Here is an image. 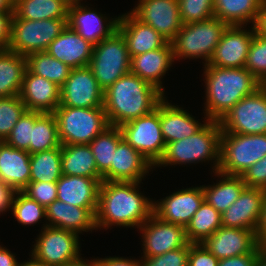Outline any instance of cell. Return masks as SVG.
Returning a JSON list of instances; mask_svg holds the SVG:
<instances>
[{
    "instance_id": "cell-40",
    "label": "cell",
    "mask_w": 266,
    "mask_h": 266,
    "mask_svg": "<svg viewBox=\"0 0 266 266\" xmlns=\"http://www.w3.org/2000/svg\"><path fill=\"white\" fill-rule=\"evenodd\" d=\"M46 209L35 200L28 198L21 191H16L12 200L11 212L17 222L24 226H31L46 222ZM41 219V220H40Z\"/></svg>"
},
{
    "instance_id": "cell-19",
    "label": "cell",
    "mask_w": 266,
    "mask_h": 266,
    "mask_svg": "<svg viewBox=\"0 0 266 266\" xmlns=\"http://www.w3.org/2000/svg\"><path fill=\"white\" fill-rule=\"evenodd\" d=\"M202 244L218 260L243 254H258L260 249L254 231L223 226Z\"/></svg>"
},
{
    "instance_id": "cell-32",
    "label": "cell",
    "mask_w": 266,
    "mask_h": 266,
    "mask_svg": "<svg viewBox=\"0 0 266 266\" xmlns=\"http://www.w3.org/2000/svg\"><path fill=\"white\" fill-rule=\"evenodd\" d=\"M26 69V56L0 49V97L20 94Z\"/></svg>"
},
{
    "instance_id": "cell-24",
    "label": "cell",
    "mask_w": 266,
    "mask_h": 266,
    "mask_svg": "<svg viewBox=\"0 0 266 266\" xmlns=\"http://www.w3.org/2000/svg\"><path fill=\"white\" fill-rule=\"evenodd\" d=\"M45 209L46 223L42 225L43 227L70 230L78 235L82 232L97 230L96 212L93 209L81 208L58 200L53 201Z\"/></svg>"
},
{
    "instance_id": "cell-47",
    "label": "cell",
    "mask_w": 266,
    "mask_h": 266,
    "mask_svg": "<svg viewBox=\"0 0 266 266\" xmlns=\"http://www.w3.org/2000/svg\"><path fill=\"white\" fill-rule=\"evenodd\" d=\"M246 187L266 190V155L241 175Z\"/></svg>"
},
{
    "instance_id": "cell-25",
    "label": "cell",
    "mask_w": 266,
    "mask_h": 266,
    "mask_svg": "<svg viewBox=\"0 0 266 266\" xmlns=\"http://www.w3.org/2000/svg\"><path fill=\"white\" fill-rule=\"evenodd\" d=\"M173 47L167 42L162 48L131 57L130 72L165 94L162 78L174 64Z\"/></svg>"
},
{
    "instance_id": "cell-36",
    "label": "cell",
    "mask_w": 266,
    "mask_h": 266,
    "mask_svg": "<svg viewBox=\"0 0 266 266\" xmlns=\"http://www.w3.org/2000/svg\"><path fill=\"white\" fill-rule=\"evenodd\" d=\"M27 69L40 77L62 86L69 77L70 68L60 60L52 57L47 51L35 52L26 56Z\"/></svg>"
},
{
    "instance_id": "cell-56",
    "label": "cell",
    "mask_w": 266,
    "mask_h": 266,
    "mask_svg": "<svg viewBox=\"0 0 266 266\" xmlns=\"http://www.w3.org/2000/svg\"><path fill=\"white\" fill-rule=\"evenodd\" d=\"M64 266H99L97 262V258L91 259H83L82 257L74 262L68 263Z\"/></svg>"
},
{
    "instance_id": "cell-52",
    "label": "cell",
    "mask_w": 266,
    "mask_h": 266,
    "mask_svg": "<svg viewBox=\"0 0 266 266\" xmlns=\"http://www.w3.org/2000/svg\"><path fill=\"white\" fill-rule=\"evenodd\" d=\"M15 192L11 186L0 181V214L11 210Z\"/></svg>"
},
{
    "instance_id": "cell-31",
    "label": "cell",
    "mask_w": 266,
    "mask_h": 266,
    "mask_svg": "<svg viewBox=\"0 0 266 266\" xmlns=\"http://www.w3.org/2000/svg\"><path fill=\"white\" fill-rule=\"evenodd\" d=\"M214 174L220 179L219 182L202 185V190L204 200L222 214L238 199L246 185L241 176L227 175L219 171Z\"/></svg>"
},
{
    "instance_id": "cell-49",
    "label": "cell",
    "mask_w": 266,
    "mask_h": 266,
    "mask_svg": "<svg viewBox=\"0 0 266 266\" xmlns=\"http://www.w3.org/2000/svg\"><path fill=\"white\" fill-rule=\"evenodd\" d=\"M14 12H0V49H7L11 40Z\"/></svg>"
},
{
    "instance_id": "cell-13",
    "label": "cell",
    "mask_w": 266,
    "mask_h": 266,
    "mask_svg": "<svg viewBox=\"0 0 266 266\" xmlns=\"http://www.w3.org/2000/svg\"><path fill=\"white\" fill-rule=\"evenodd\" d=\"M104 105V91L98 85L89 66L72 68L60 87V105L76 108H96Z\"/></svg>"
},
{
    "instance_id": "cell-45",
    "label": "cell",
    "mask_w": 266,
    "mask_h": 266,
    "mask_svg": "<svg viewBox=\"0 0 266 266\" xmlns=\"http://www.w3.org/2000/svg\"><path fill=\"white\" fill-rule=\"evenodd\" d=\"M21 192L46 208L57 200V183L30 181Z\"/></svg>"
},
{
    "instance_id": "cell-12",
    "label": "cell",
    "mask_w": 266,
    "mask_h": 266,
    "mask_svg": "<svg viewBox=\"0 0 266 266\" xmlns=\"http://www.w3.org/2000/svg\"><path fill=\"white\" fill-rule=\"evenodd\" d=\"M123 138L155 166L163 157L166 143L160 127V103L152 112L120 126Z\"/></svg>"
},
{
    "instance_id": "cell-42",
    "label": "cell",
    "mask_w": 266,
    "mask_h": 266,
    "mask_svg": "<svg viewBox=\"0 0 266 266\" xmlns=\"http://www.w3.org/2000/svg\"><path fill=\"white\" fill-rule=\"evenodd\" d=\"M41 114V112L26 110L4 142L13 148L26 150L30 154L32 128L34 127L35 120Z\"/></svg>"
},
{
    "instance_id": "cell-11",
    "label": "cell",
    "mask_w": 266,
    "mask_h": 266,
    "mask_svg": "<svg viewBox=\"0 0 266 266\" xmlns=\"http://www.w3.org/2000/svg\"><path fill=\"white\" fill-rule=\"evenodd\" d=\"M219 123L227 133L266 134V85L237 102Z\"/></svg>"
},
{
    "instance_id": "cell-43",
    "label": "cell",
    "mask_w": 266,
    "mask_h": 266,
    "mask_svg": "<svg viewBox=\"0 0 266 266\" xmlns=\"http://www.w3.org/2000/svg\"><path fill=\"white\" fill-rule=\"evenodd\" d=\"M244 67L266 85V36L254 32Z\"/></svg>"
},
{
    "instance_id": "cell-18",
    "label": "cell",
    "mask_w": 266,
    "mask_h": 266,
    "mask_svg": "<svg viewBox=\"0 0 266 266\" xmlns=\"http://www.w3.org/2000/svg\"><path fill=\"white\" fill-rule=\"evenodd\" d=\"M244 28V29H243ZM232 25L224 31L209 62L204 66L220 68H244L249 46L255 32L254 26Z\"/></svg>"
},
{
    "instance_id": "cell-26",
    "label": "cell",
    "mask_w": 266,
    "mask_h": 266,
    "mask_svg": "<svg viewBox=\"0 0 266 266\" xmlns=\"http://www.w3.org/2000/svg\"><path fill=\"white\" fill-rule=\"evenodd\" d=\"M93 47L94 45L66 25L46 51L70 68H79L89 66Z\"/></svg>"
},
{
    "instance_id": "cell-55",
    "label": "cell",
    "mask_w": 266,
    "mask_h": 266,
    "mask_svg": "<svg viewBox=\"0 0 266 266\" xmlns=\"http://www.w3.org/2000/svg\"><path fill=\"white\" fill-rule=\"evenodd\" d=\"M15 254L9 249L0 245V266H19Z\"/></svg>"
},
{
    "instance_id": "cell-54",
    "label": "cell",
    "mask_w": 266,
    "mask_h": 266,
    "mask_svg": "<svg viewBox=\"0 0 266 266\" xmlns=\"http://www.w3.org/2000/svg\"><path fill=\"white\" fill-rule=\"evenodd\" d=\"M253 26L257 34L266 36V0L263 1Z\"/></svg>"
},
{
    "instance_id": "cell-35",
    "label": "cell",
    "mask_w": 266,
    "mask_h": 266,
    "mask_svg": "<svg viewBox=\"0 0 266 266\" xmlns=\"http://www.w3.org/2000/svg\"><path fill=\"white\" fill-rule=\"evenodd\" d=\"M221 226V213L204 200L185 228L187 240L189 243H203Z\"/></svg>"
},
{
    "instance_id": "cell-39",
    "label": "cell",
    "mask_w": 266,
    "mask_h": 266,
    "mask_svg": "<svg viewBox=\"0 0 266 266\" xmlns=\"http://www.w3.org/2000/svg\"><path fill=\"white\" fill-rule=\"evenodd\" d=\"M61 147L58 137V124L54 113H42L32 128L30 154Z\"/></svg>"
},
{
    "instance_id": "cell-28",
    "label": "cell",
    "mask_w": 266,
    "mask_h": 266,
    "mask_svg": "<svg viewBox=\"0 0 266 266\" xmlns=\"http://www.w3.org/2000/svg\"><path fill=\"white\" fill-rule=\"evenodd\" d=\"M204 121L200 123L183 107L169 103L166 97L160 102V127L166 144L194 135L208 118Z\"/></svg>"
},
{
    "instance_id": "cell-20",
    "label": "cell",
    "mask_w": 266,
    "mask_h": 266,
    "mask_svg": "<svg viewBox=\"0 0 266 266\" xmlns=\"http://www.w3.org/2000/svg\"><path fill=\"white\" fill-rule=\"evenodd\" d=\"M265 190L245 187L238 199L221 214L222 226L250 229L256 233L263 208Z\"/></svg>"
},
{
    "instance_id": "cell-10",
    "label": "cell",
    "mask_w": 266,
    "mask_h": 266,
    "mask_svg": "<svg viewBox=\"0 0 266 266\" xmlns=\"http://www.w3.org/2000/svg\"><path fill=\"white\" fill-rule=\"evenodd\" d=\"M31 248V256L49 266H64L80 259L79 235L70 230L41 227Z\"/></svg>"
},
{
    "instance_id": "cell-22",
    "label": "cell",
    "mask_w": 266,
    "mask_h": 266,
    "mask_svg": "<svg viewBox=\"0 0 266 266\" xmlns=\"http://www.w3.org/2000/svg\"><path fill=\"white\" fill-rule=\"evenodd\" d=\"M117 30L127 44L130 57L162 48L168 41L131 11L119 15Z\"/></svg>"
},
{
    "instance_id": "cell-51",
    "label": "cell",
    "mask_w": 266,
    "mask_h": 266,
    "mask_svg": "<svg viewBox=\"0 0 266 266\" xmlns=\"http://www.w3.org/2000/svg\"><path fill=\"white\" fill-rule=\"evenodd\" d=\"M99 266H142L141 259L124 258V257H106L97 259Z\"/></svg>"
},
{
    "instance_id": "cell-57",
    "label": "cell",
    "mask_w": 266,
    "mask_h": 266,
    "mask_svg": "<svg viewBox=\"0 0 266 266\" xmlns=\"http://www.w3.org/2000/svg\"><path fill=\"white\" fill-rule=\"evenodd\" d=\"M0 12H14V0H0Z\"/></svg>"
},
{
    "instance_id": "cell-46",
    "label": "cell",
    "mask_w": 266,
    "mask_h": 266,
    "mask_svg": "<svg viewBox=\"0 0 266 266\" xmlns=\"http://www.w3.org/2000/svg\"><path fill=\"white\" fill-rule=\"evenodd\" d=\"M190 243L160 256L141 257L142 266H188Z\"/></svg>"
},
{
    "instance_id": "cell-3",
    "label": "cell",
    "mask_w": 266,
    "mask_h": 266,
    "mask_svg": "<svg viewBox=\"0 0 266 266\" xmlns=\"http://www.w3.org/2000/svg\"><path fill=\"white\" fill-rule=\"evenodd\" d=\"M205 118L220 121L242 98L263 84L244 68L204 66Z\"/></svg>"
},
{
    "instance_id": "cell-7",
    "label": "cell",
    "mask_w": 266,
    "mask_h": 266,
    "mask_svg": "<svg viewBox=\"0 0 266 266\" xmlns=\"http://www.w3.org/2000/svg\"><path fill=\"white\" fill-rule=\"evenodd\" d=\"M89 67L103 91L130 72L131 57L125 39L118 30L94 45Z\"/></svg>"
},
{
    "instance_id": "cell-41",
    "label": "cell",
    "mask_w": 266,
    "mask_h": 266,
    "mask_svg": "<svg viewBox=\"0 0 266 266\" xmlns=\"http://www.w3.org/2000/svg\"><path fill=\"white\" fill-rule=\"evenodd\" d=\"M18 96L0 97V142L7 139L11 130L26 111Z\"/></svg>"
},
{
    "instance_id": "cell-48",
    "label": "cell",
    "mask_w": 266,
    "mask_h": 266,
    "mask_svg": "<svg viewBox=\"0 0 266 266\" xmlns=\"http://www.w3.org/2000/svg\"><path fill=\"white\" fill-rule=\"evenodd\" d=\"M219 260L202 243H190L188 266H218Z\"/></svg>"
},
{
    "instance_id": "cell-33",
    "label": "cell",
    "mask_w": 266,
    "mask_h": 266,
    "mask_svg": "<svg viewBox=\"0 0 266 266\" xmlns=\"http://www.w3.org/2000/svg\"><path fill=\"white\" fill-rule=\"evenodd\" d=\"M264 0H214V17L229 26H246L256 22Z\"/></svg>"
},
{
    "instance_id": "cell-9",
    "label": "cell",
    "mask_w": 266,
    "mask_h": 266,
    "mask_svg": "<svg viewBox=\"0 0 266 266\" xmlns=\"http://www.w3.org/2000/svg\"><path fill=\"white\" fill-rule=\"evenodd\" d=\"M66 25L67 19L26 20L14 15L7 49L23 56L46 51Z\"/></svg>"
},
{
    "instance_id": "cell-58",
    "label": "cell",
    "mask_w": 266,
    "mask_h": 266,
    "mask_svg": "<svg viewBox=\"0 0 266 266\" xmlns=\"http://www.w3.org/2000/svg\"><path fill=\"white\" fill-rule=\"evenodd\" d=\"M256 266H266V248H260Z\"/></svg>"
},
{
    "instance_id": "cell-4",
    "label": "cell",
    "mask_w": 266,
    "mask_h": 266,
    "mask_svg": "<svg viewBox=\"0 0 266 266\" xmlns=\"http://www.w3.org/2000/svg\"><path fill=\"white\" fill-rule=\"evenodd\" d=\"M221 125L219 121L208 120L194 135L166 144L163 157L154 167L213 163L212 172L220 165Z\"/></svg>"
},
{
    "instance_id": "cell-59",
    "label": "cell",
    "mask_w": 266,
    "mask_h": 266,
    "mask_svg": "<svg viewBox=\"0 0 266 266\" xmlns=\"http://www.w3.org/2000/svg\"><path fill=\"white\" fill-rule=\"evenodd\" d=\"M30 257H31V259H29L27 261L25 260L24 262L19 263V266H49V265H46L45 263L37 261L32 256H30Z\"/></svg>"
},
{
    "instance_id": "cell-5",
    "label": "cell",
    "mask_w": 266,
    "mask_h": 266,
    "mask_svg": "<svg viewBox=\"0 0 266 266\" xmlns=\"http://www.w3.org/2000/svg\"><path fill=\"white\" fill-rule=\"evenodd\" d=\"M228 26L216 17L183 24L171 41L174 61L200 58L204 60L203 65H206Z\"/></svg>"
},
{
    "instance_id": "cell-6",
    "label": "cell",
    "mask_w": 266,
    "mask_h": 266,
    "mask_svg": "<svg viewBox=\"0 0 266 266\" xmlns=\"http://www.w3.org/2000/svg\"><path fill=\"white\" fill-rule=\"evenodd\" d=\"M54 115L61 145L89 144L110 126L104 107L58 106Z\"/></svg>"
},
{
    "instance_id": "cell-37",
    "label": "cell",
    "mask_w": 266,
    "mask_h": 266,
    "mask_svg": "<svg viewBox=\"0 0 266 266\" xmlns=\"http://www.w3.org/2000/svg\"><path fill=\"white\" fill-rule=\"evenodd\" d=\"M61 176V147L30 154V181L57 182Z\"/></svg>"
},
{
    "instance_id": "cell-29",
    "label": "cell",
    "mask_w": 266,
    "mask_h": 266,
    "mask_svg": "<svg viewBox=\"0 0 266 266\" xmlns=\"http://www.w3.org/2000/svg\"><path fill=\"white\" fill-rule=\"evenodd\" d=\"M0 181L21 191L30 182V154L0 142Z\"/></svg>"
},
{
    "instance_id": "cell-14",
    "label": "cell",
    "mask_w": 266,
    "mask_h": 266,
    "mask_svg": "<svg viewBox=\"0 0 266 266\" xmlns=\"http://www.w3.org/2000/svg\"><path fill=\"white\" fill-rule=\"evenodd\" d=\"M138 229L142 234V257L160 256L189 243L185 227L165 222L154 214Z\"/></svg>"
},
{
    "instance_id": "cell-30",
    "label": "cell",
    "mask_w": 266,
    "mask_h": 266,
    "mask_svg": "<svg viewBox=\"0 0 266 266\" xmlns=\"http://www.w3.org/2000/svg\"><path fill=\"white\" fill-rule=\"evenodd\" d=\"M62 175L103 179L89 144L61 145Z\"/></svg>"
},
{
    "instance_id": "cell-1",
    "label": "cell",
    "mask_w": 266,
    "mask_h": 266,
    "mask_svg": "<svg viewBox=\"0 0 266 266\" xmlns=\"http://www.w3.org/2000/svg\"><path fill=\"white\" fill-rule=\"evenodd\" d=\"M140 183L103 181L95 214L96 228H139L153 215L154 200L139 191Z\"/></svg>"
},
{
    "instance_id": "cell-17",
    "label": "cell",
    "mask_w": 266,
    "mask_h": 266,
    "mask_svg": "<svg viewBox=\"0 0 266 266\" xmlns=\"http://www.w3.org/2000/svg\"><path fill=\"white\" fill-rule=\"evenodd\" d=\"M154 200L153 214L159 219L186 228L204 201L202 186L179 189L165 198Z\"/></svg>"
},
{
    "instance_id": "cell-27",
    "label": "cell",
    "mask_w": 266,
    "mask_h": 266,
    "mask_svg": "<svg viewBox=\"0 0 266 266\" xmlns=\"http://www.w3.org/2000/svg\"><path fill=\"white\" fill-rule=\"evenodd\" d=\"M103 179L62 175L57 183V200L97 211Z\"/></svg>"
},
{
    "instance_id": "cell-16",
    "label": "cell",
    "mask_w": 266,
    "mask_h": 266,
    "mask_svg": "<svg viewBox=\"0 0 266 266\" xmlns=\"http://www.w3.org/2000/svg\"><path fill=\"white\" fill-rule=\"evenodd\" d=\"M81 2L68 7L67 14V25L81 37L96 45L117 30L119 16L110 19Z\"/></svg>"
},
{
    "instance_id": "cell-38",
    "label": "cell",
    "mask_w": 266,
    "mask_h": 266,
    "mask_svg": "<svg viewBox=\"0 0 266 266\" xmlns=\"http://www.w3.org/2000/svg\"><path fill=\"white\" fill-rule=\"evenodd\" d=\"M122 139L123 135L120 127L110 125L89 143L98 172L101 175H103L113 163L114 151Z\"/></svg>"
},
{
    "instance_id": "cell-34",
    "label": "cell",
    "mask_w": 266,
    "mask_h": 266,
    "mask_svg": "<svg viewBox=\"0 0 266 266\" xmlns=\"http://www.w3.org/2000/svg\"><path fill=\"white\" fill-rule=\"evenodd\" d=\"M68 6L61 0H14V15L26 20L67 19Z\"/></svg>"
},
{
    "instance_id": "cell-60",
    "label": "cell",
    "mask_w": 266,
    "mask_h": 266,
    "mask_svg": "<svg viewBox=\"0 0 266 266\" xmlns=\"http://www.w3.org/2000/svg\"><path fill=\"white\" fill-rule=\"evenodd\" d=\"M62 2H64L68 7H70L73 4H76L79 1H83V0H61Z\"/></svg>"
},
{
    "instance_id": "cell-21",
    "label": "cell",
    "mask_w": 266,
    "mask_h": 266,
    "mask_svg": "<svg viewBox=\"0 0 266 266\" xmlns=\"http://www.w3.org/2000/svg\"><path fill=\"white\" fill-rule=\"evenodd\" d=\"M152 168L149 160L123 138L114 151L113 163L102 175L103 181L142 182Z\"/></svg>"
},
{
    "instance_id": "cell-8",
    "label": "cell",
    "mask_w": 266,
    "mask_h": 266,
    "mask_svg": "<svg viewBox=\"0 0 266 266\" xmlns=\"http://www.w3.org/2000/svg\"><path fill=\"white\" fill-rule=\"evenodd\" d=\"M266 155V134L221 133L220 165L218 171L241 176Z\"/></svg>"
},
{
    "instance_id": "cell-2",
    "label": "cell",
    "mask_w": 266,
    "mask_h": 266,
    "mask_svg": "<svg viewBox=\"0 0 266 266\" xmlns=\"http://www.w3.org/2000/svg\"><path fill=\"white\" fill-rule=\"evenodd\" d=\"M165 95L150 83L129 72L104 91V111L109 125L120 127L154 109Z\"/></svg>"
},
{
    "instance_id": "cell-15",
    "label": "cell",
    "mask_w": 266,
    "mask_h": 266,
    "mask_svg": "<svg viewBox=\"0 0 266 266\" xmlns=\"http://www.w3.org/2000/svg\"><path fill=\"white\" fill-rule=\"evenodd\" d=\"M131 12L171 42L183 25L178 0H139Z\"/></svg>"
},
{
    "instance_id": "cell-53",
    "label": "cell",
    "mask_w": 266,
    "mask_h": 266,
    "mask_svg": "<svg viewBox=\"0 0 266 266\" xmlns=\"http://www.w3.org/2000/svg\"><path fill=\"white\" fill-rule=\"evenodd\" d=\"M256 238L260 248H266V190L263 200L261 218L256 230Z\"/></svg>"
},
{
    "instance_id": "cell-50",
    "label": "cell",
    "mask_w": 266,
    "mask_h": 266,
    "mask_svg": "<svg viewBox=\"0 0 266 266\" xmlns=\"http://www.w3.org/2000/svg\"><path fill=\"white\" fill-rule=\"evenodd\" d=\"M258 254H243L219 260L218 266H256Z\"/></svg>"
},
{
    "instance_id": "cell-23",
    "label": "cell",
    "mask_w": 266,
    "mask_h": 266,
    "mask_svg": "<svg viewBox=\"0 0 266 266\" xmlns=\"http://www.w3.org/2000/svg\"><path fill=\"white\" fill-rule=\"evenodd\" d=\"M19 97L27 110L54 113L60 105V86L26 69Z\"/></svg>"
},
{
    "instance_id": "cell-44",
    "label": "cell",
    "mask_w": 266,
    "mask_h": 266,
    "mask_svg": "<svg viewBox=\"0 0 266 266\" xmlns=\"http://www.w3.org/2000/svg\"><path fill=\"white\" fill-rule=\"evenodd\" d=\"M178 3L183 24L214 17V0H178Z\"/></svg>"
}]
</instances>
